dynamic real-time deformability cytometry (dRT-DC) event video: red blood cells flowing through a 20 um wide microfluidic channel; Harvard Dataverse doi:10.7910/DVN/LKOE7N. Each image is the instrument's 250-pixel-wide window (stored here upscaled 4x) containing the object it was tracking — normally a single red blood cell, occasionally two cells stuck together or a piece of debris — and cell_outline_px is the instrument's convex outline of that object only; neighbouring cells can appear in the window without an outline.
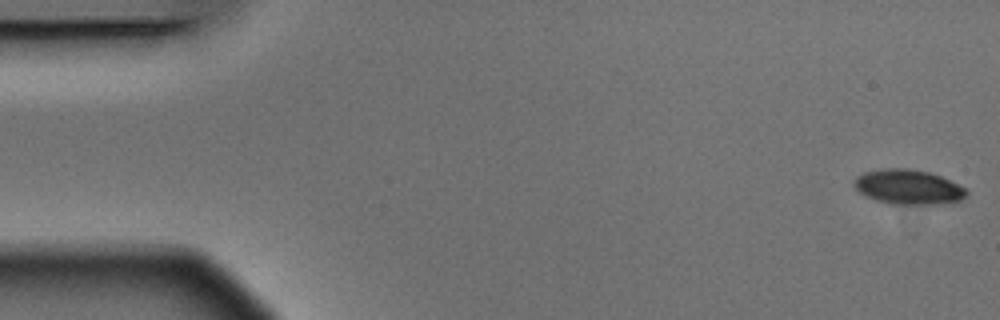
{"species": "Egyptian fruit bat (a non-hibernating species)", "species_latin": "Rousettus aegyptiacus", "temperature_condition": "warm", "stored_images_in_passage": 5, "camera_frame_rate_fps": 3000, "um_per_image_px": 0.085, "animal": {"sex": "male"}, "frame": {"image": 1, "passage_image": 1, "time_ms": 0.0, "image_size_px": [1000, 320], "cell_outline_px": [[968, 192], [960, 200], [936, 204], [892, 204], [876, 200], [864, 196], [852, 184], [852, 180], [856, 176], [864, 172], [888, 168], [908, 168], [928, 172], [940, 176], [964, 188]], "centroid_in_image_um": [77.13, 15.89], "position_along_channel_um": 7.9, "area_um2": 22.54}}
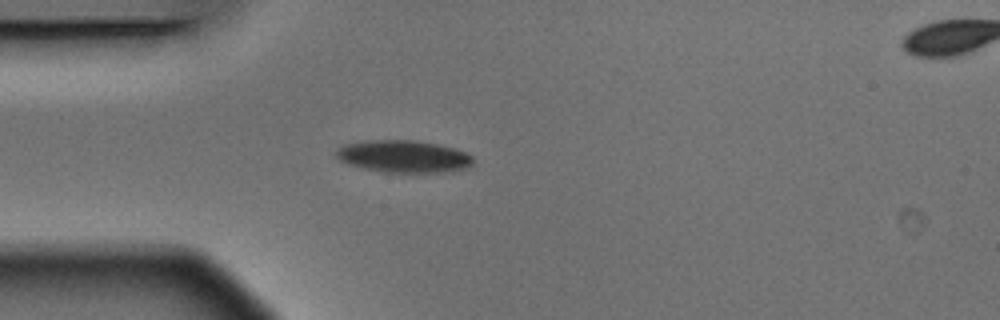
{"frame": {"image": 2, "passage_image": 4, "time_ms": 1.0, "image_size_px": [1000, 320], "cell_outline_px": [[472, 164], [468, 168], [440, 172], [380, 172], [364, 168], [340, 160], [336, 156], [336, 152], [344, 144], [372, 140], [412, 140], [436, 144], [452, 148], [464, 152], [472, 156]], "centroid_in_image_um": [34.31, 13.3], "position_along_channel_um": 50.7, "area_um2": 25.26}}